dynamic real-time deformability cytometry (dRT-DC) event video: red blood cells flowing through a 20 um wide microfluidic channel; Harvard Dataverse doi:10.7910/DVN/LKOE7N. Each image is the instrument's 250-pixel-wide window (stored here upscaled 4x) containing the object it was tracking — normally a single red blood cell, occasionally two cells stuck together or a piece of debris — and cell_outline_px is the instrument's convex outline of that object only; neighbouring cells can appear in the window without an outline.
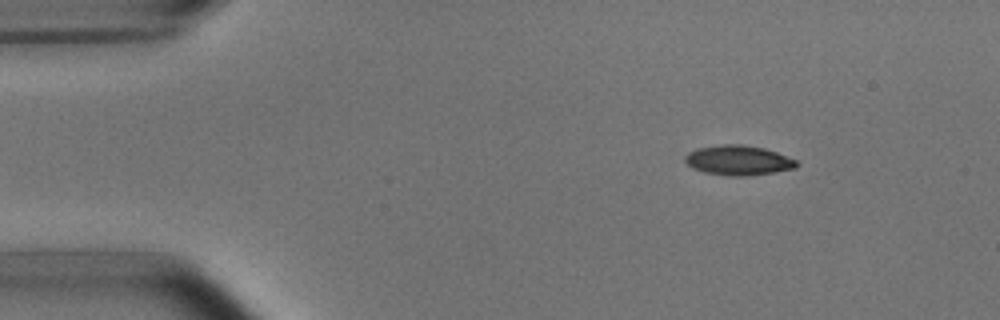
{"species": "common noctule bat (a hibernating species)", "species_latin": "Nyctalus noctula", "temperature_condition": "room temperature", "stored_images_in_passage": 4, "segment_of_instrument_passage": [1, 2], "camera_frame_rate_fps": 3000, "um_per_image_px": 0.085, "animal": {"sex": "male", "body_mass_g": 15.6}, "frame": {"image": 1, "passage_image": 1, "time_ms": 0.0, "image_size_px": [1000, 320], "cell_outline_px": [[800, 164], [796, 168], [776, 172], [744, 176], [732, 176], [704, 172], [692, 168], [684, 160], [684, 156], [688, 152], [696, 148], [720, 144], [744, 144], [764, 148], [776, 152], [796, 160]], "centroid_in_image_um": [62.75, 13.62], "position_along_channel_um": 22.2, "area_um2": 19.54}}